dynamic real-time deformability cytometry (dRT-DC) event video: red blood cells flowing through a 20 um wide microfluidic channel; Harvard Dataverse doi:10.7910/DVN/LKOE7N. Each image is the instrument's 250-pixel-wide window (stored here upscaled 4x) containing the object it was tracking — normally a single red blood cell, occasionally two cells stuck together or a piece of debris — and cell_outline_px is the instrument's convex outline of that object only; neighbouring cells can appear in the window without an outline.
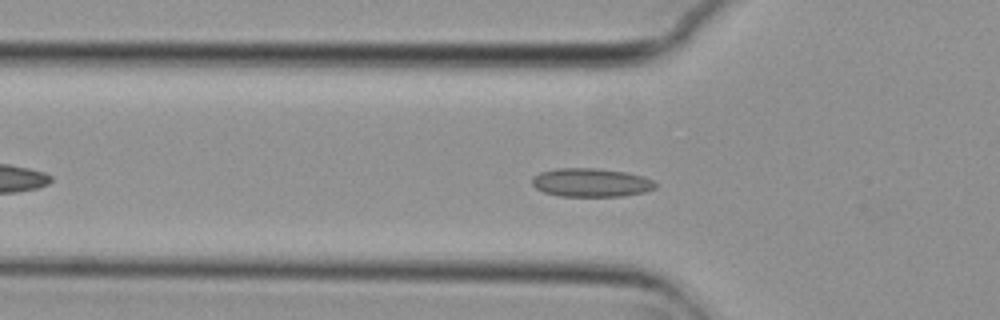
{"species": "common noctule bat (a hibernating species)", "species_latin": "Nyctalus noctula", "temperature_condition": "cold", "stored_images_in_passage": 45, "camera_frame_rate_fps": 3000, "um_per_image_px": 0.085, "animal": {"sex": "female", "body_mass_g": 29.2, "forearm_length_mm": 56.3}, "frame": {"image": 1, "passage_image": 11, "time_ms": 3.333, "image_size_px": [1000, 320], "cell_outline_px": [[656, 188], [644, 192], [624, 196], [560, 196], [544, 192], [536, 188], [532, 184], [532, 176], [540, 172], [556, 168], [600, 168], [628, 172], [644, 176], [652, 180], [656, 184]], "centroid_in_image_um": [50.25, 15.51], "position_along_channel_um": 75.6, "area_um2": 20.75}}
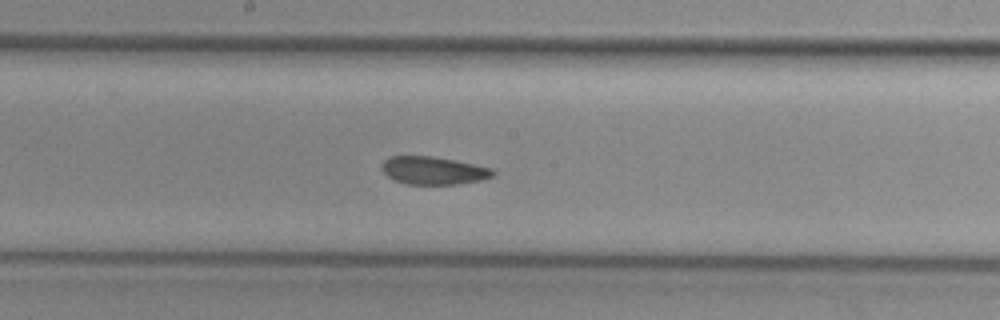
{"frame": {"image": 2, "passage_image": 22, "time_ms": 7.0, "image_size_px": [1000, 320], "cell_outline_px": [[496, 172], [492, 176], [480, 180], [460, 184], [408, 184], [396, 180], [388, 176], [380, 168], [380, 164], [388, 156], [432, 156], [456, 160], [492, 168]], "centroid_in_image_um": [36.83, 14.48], "position_along_channel_um": 211.4, "area_um2": 18.09}}
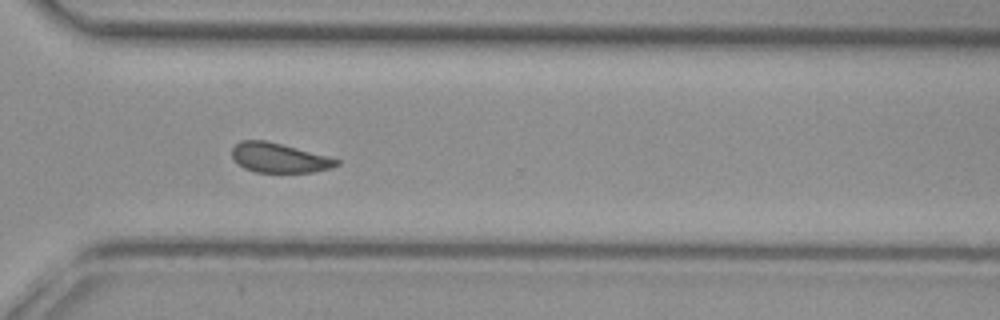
{"frame": {"image": 3, "passage_image": 33, "time_ms": 10.667, "image_size_px": [1000, 320], "cell_outline_px": [[340, 164], [332, 168], [312, 172], [256, 172], [244, 168], [232, 156], [232, 148], [240, 140], [264, 140], [328, 156], [340, 160]], "centroid_in_image_um": [23.74, 13.42], "position_along_channel_um": 346.9, "area_um2": 17.8}, "authors_computed_cell_mechanics": {"area_um2": 18.8428, "velocity_mm_per_s": 3.6951, "shape_relaxation_time_tau1_ms": null, "shape_relaxation_time_tau2_ms": 3.3722, "deformation_change_tau1": null, "deformation_change_tau2": 0.0893}}